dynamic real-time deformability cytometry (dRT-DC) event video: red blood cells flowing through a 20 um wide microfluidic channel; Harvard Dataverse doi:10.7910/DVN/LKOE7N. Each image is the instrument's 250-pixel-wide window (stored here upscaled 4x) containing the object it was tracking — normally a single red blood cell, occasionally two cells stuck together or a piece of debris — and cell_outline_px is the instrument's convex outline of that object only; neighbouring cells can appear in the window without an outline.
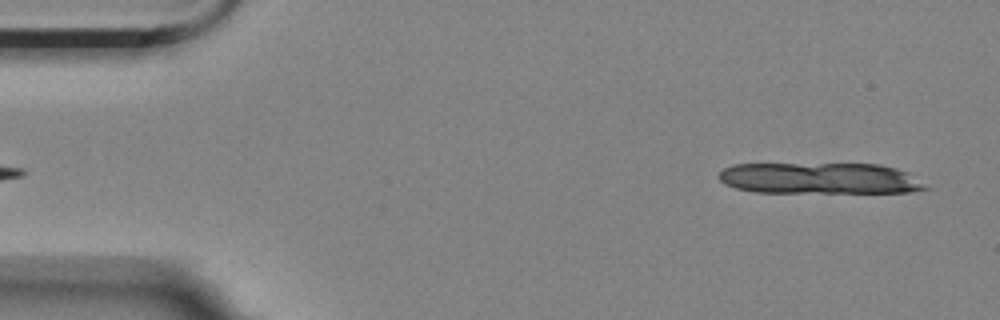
{"species": "Egyptian fruit bat (a non-hibernating species)", "species_latin": "Rousettus aegyptiacus", "temperature_condition": "room temperature", "stored_images_in_passage": 6, "segment_of_instrument_passage": [2, 2], "camera_frame_rate_fps": 3000, "um_per_image_px": 0.085, "animal": {"sex": "female"}, "frame": {"image": 1, "passage_image": 6, "time_ms": 1.667, "image_size_px": [1000, 320], "cell_outline_px": [[932, 188], [908, 192], [756, 192], [736, 188], [724, 184], [720, 180], [720, 172], [724, 168], [732, 164], [880, 164], [896, 168], [908, 172]], "centroid_in_image_um": [69.71, 15.15], "position_along_channel_um": 15.3, "area_um2": 37.63}}